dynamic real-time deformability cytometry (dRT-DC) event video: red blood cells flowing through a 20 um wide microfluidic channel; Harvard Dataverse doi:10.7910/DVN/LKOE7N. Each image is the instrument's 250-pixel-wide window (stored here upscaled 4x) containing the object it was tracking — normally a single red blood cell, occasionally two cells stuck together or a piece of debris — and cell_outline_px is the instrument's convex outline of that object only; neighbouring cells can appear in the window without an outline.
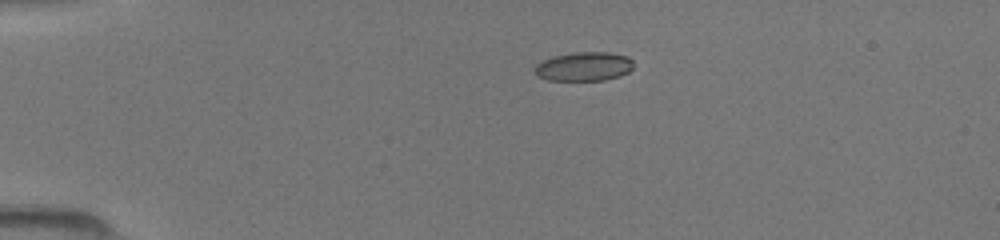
{"species": "common noctule bat (a hibernating species)", "species_latin": "Nyctalus noctula", "temperature_condition": "room temperature", "stored_images_in_passage": 39, "camera_frame_rate_fps": 3000, "um_per_image_px": 0.085, "animal": {"sex": "female", "body_mass_g": 19.5, "forearm_length_mm": 54.1}, "frame": {"image": 1, "passage_image": 1, "time_ms": 0.0, "image_size_px": [1000, 240], "cell_outline_px": [[632, 68], [628, 72], [620, 76], [604, 80], [548, 80], [536, 76], [532, 72], [532, 68], [536, 64], [552, 56], [572, 52], [608, 52], [628, 56], [632, 60]], "centroid_in_image_um": [49.58, 5.65], "position_along_channel_um": 35.4, "area_um2": 16.94}}
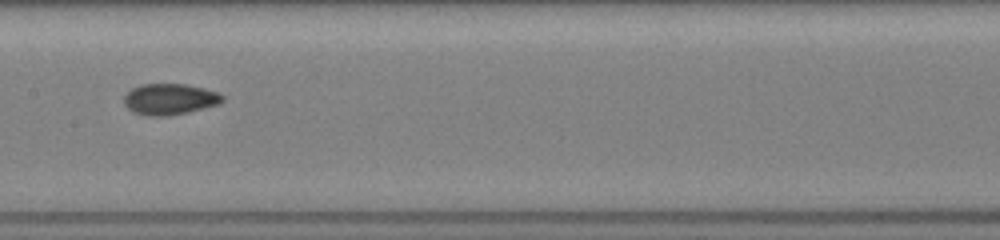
{"frame": {"image": 2, "passage_image": 16, "time_ms": 5.0, "image_size_px": [1000, 240], "cell_outline_px": [[224, 100], [220, 104], [188, 112], [168, 116], [148, 116], [132, 112], [124, 104], [124, 96], [132, 88], [140, 84], [184, 84], [204, 88], [220, 92], [224, 96]], "centroid_in_image_um": [14.44, 8.43], "position_along_channel_um": 193.0, "area_um2": 18.03}}
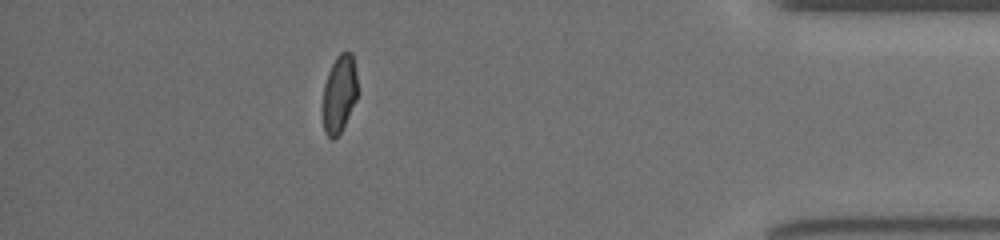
{"frame": {"image": 3, "passage_image": 34, "time_ms": 11.0, "image_size_px": [1000, 240], "cell_outline_px": [[356, 100], [340, 132], [332, 140], [324, 132], [324, 84], [328, 72], [336, 56], [340, 52], [352, 52], [356, 72]], "centroid_in_image_um": [28.84, 7.93], "position_along_channel_um": 406.4, "area_um2": 15.32}}